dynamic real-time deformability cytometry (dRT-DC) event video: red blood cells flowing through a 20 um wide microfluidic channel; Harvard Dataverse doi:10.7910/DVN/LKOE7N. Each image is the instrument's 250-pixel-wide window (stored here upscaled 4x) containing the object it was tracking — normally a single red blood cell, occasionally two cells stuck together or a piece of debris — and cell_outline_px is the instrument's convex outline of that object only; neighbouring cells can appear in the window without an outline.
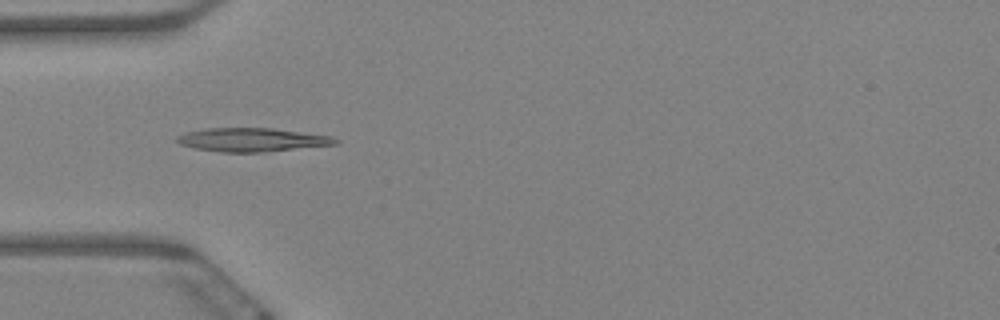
{"species": "Egyptian fruit bat (a non-hibernating species)", "species_latin": "Rousettus aegyptiacus", "temperature_condition": "warm", "stored_images_in_passage": 42, "camera_frame_rate_fps": 3000, "um_per_image_px": 0.085, "animal": {"sex": "female"}, "frame": {"image": 1, "passage_image": 1, "time_ms": 0.0, "image_size_px": [1000, 320], "cell_outline_px": [[340, 140], [336, 144], [260, 152], [220, 152], [196, 148], [180, 144], [176, 140], [176, 136], [188, 132], [204, 128], [272, 128], [328, 136]], "centroid_in_image_um": [21.36, 11.88], "position_along_channel_um": 63.6, "area_um2": 21.39}}
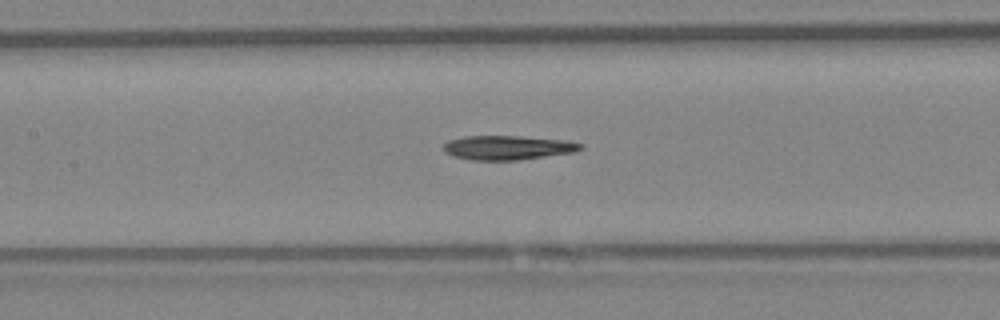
{"frame": {"image": 2, "passage_image": 10, "time_ms": 3.0, "image_size_px": [1000, 320], "cell_outline_px": [[584, 148], [572, 152], [516, 160], [472, 160], [452, 156], [444, 152], [444, 144], [448, 140], [464, 136], [520, 136], [568, 140], [584, 144]], "centroid_in_image_um": [43.14, 12.54], "position_along_channel_um": 164.3, "area_um2": 19.36}}
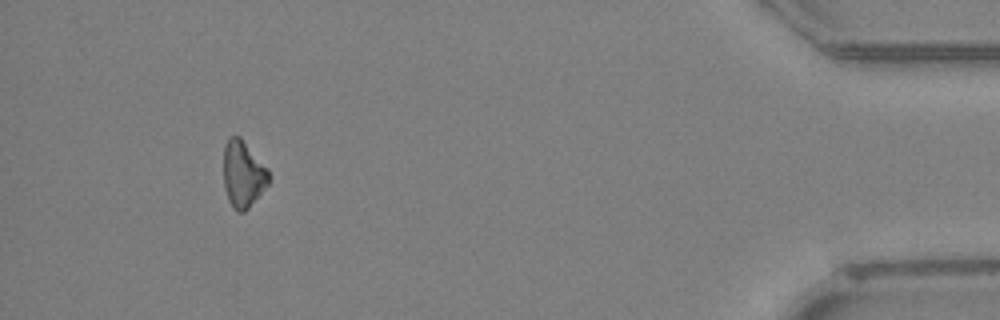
{"frame": {"image": 3, "passage_image": 38, "time_ms": 12.333, "image_size_px": [1000, 320], "cell_outline_px": [[268, 184], [248, 208], [244, 212], [236, 212], [232, 208], [228, 200], [224, 188], [224, 144], [232, 136], [240, 136], [268, 168]], "centroid_in_image_um": [20.64, 14.81], "position_along_channel_um": 414.6, "area_um2": 17.51}}